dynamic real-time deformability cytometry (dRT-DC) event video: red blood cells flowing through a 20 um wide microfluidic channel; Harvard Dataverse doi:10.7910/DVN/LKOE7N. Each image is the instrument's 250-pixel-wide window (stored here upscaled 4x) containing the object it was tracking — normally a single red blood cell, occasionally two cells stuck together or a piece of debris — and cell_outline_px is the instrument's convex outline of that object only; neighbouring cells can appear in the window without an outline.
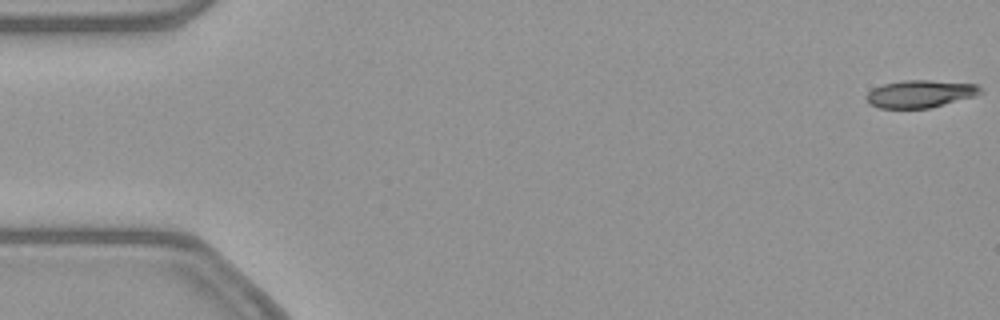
{"species": "common noctule bat (a hibernating species)", "species_latin": "Nyctalus noctula", "temperature_condition": "warm", "stored_images_in_passage": 41, "camera_frame_rate_fps": 3000, "um_per_image_px": 0.085, "animal": {"sex": "female", "body_mass_g": 21.9}, "frame": {"image": 1, "passage_image": 1, "time_ms": 0.0, "image_size_px": [1000, 320], "cell_outline_px": [[984, 92], [976, 96], [928, 108], [880, 108], [868, 104], [864, 96], [872, 88], [884, 84], [904, 80], [928, 80], [976, 84]], "centroid_in_image_um": [78.19, 7.98], "position_along_channel_um": 6.8, "area_um2": 18.32}}
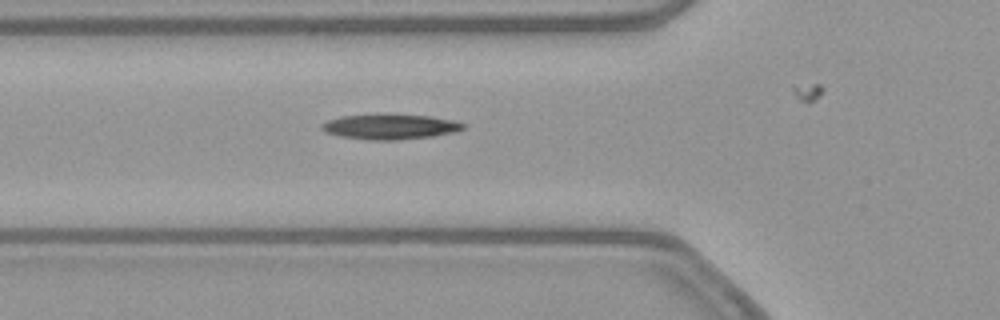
{"frame": {"image": 2, "passage_image": 19, "time_ms": 6.0, "image_size_px": [1000, 320], "cell_outline_px": [[468, 128], [452, 132], [432, 136], [396, 140], [372, 140], [340, 136], [324, 132], [320, 128], [320, 124], [328, 120], [340, 116], [376, 112], [384, 112], [428, 116], [452, 120], [468, 124]], "centroid_in_image_um": [33.12, 10.73], "position_along_channel_um": 92.7, "area_um2": 21.5}}
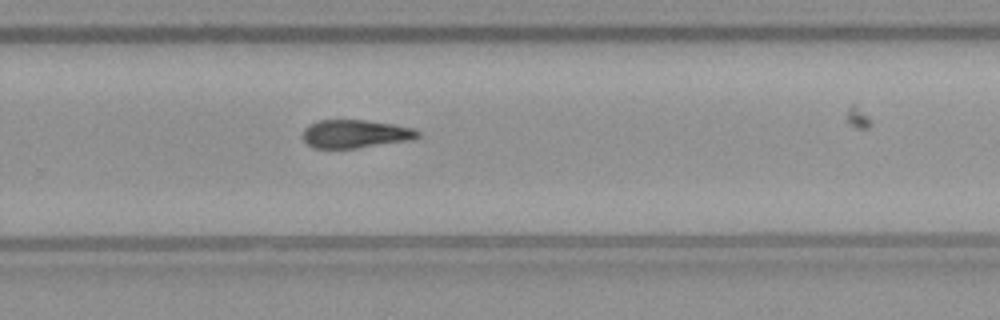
{"frame": {"image": 3, "passage_image": 35, "time_ms": 11.333, "image_size_px": [1000, 320], "cell_outline_px": [[420, 136], [412, 140], [356, 148], [312, 148], [304, 140], [304, 128], [308, 124], [320, 120], [364, 120], [392, 124], [416, 128], [420, 132]], "centroid_in_image_um": [30.23, 11.38], "position_along_channel_um": 299.6, "area_um2": 18.96}}